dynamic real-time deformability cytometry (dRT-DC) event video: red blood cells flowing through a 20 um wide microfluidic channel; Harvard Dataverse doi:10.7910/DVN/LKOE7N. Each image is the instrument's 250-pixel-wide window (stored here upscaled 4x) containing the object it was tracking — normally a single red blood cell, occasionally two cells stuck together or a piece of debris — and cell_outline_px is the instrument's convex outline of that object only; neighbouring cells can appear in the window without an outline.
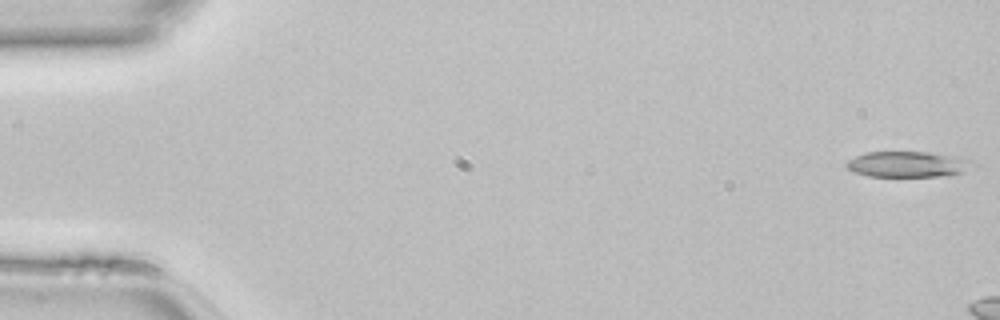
{"species": "common noctule bat (a hibernating species)", "species_latin": "Nyctalus noctula", "temperature_condition": "room temperature", "stored_images_in_passage": 7, "camera_frame_rate_fps": 3000, "um_per_image_px": 0.085, "animal": {"sex": "female", "body_mass_g": 22.7, "forearm_length_mm": 54.2}, "frame": {"image": 1, "passage_image": 1, "time_ms": 0.0, "image_size_px": [1000, 320], "cell_outline_px": [[980, 164], [964, 172], [940, 176], [868, 176], [852, 172], [844, 164], [848, 160], [864, 152], [928, 152], [976, 160]], "centroid_in_image_um": [77.21, 13.96], "position_along_channel_um": 7.8, "area_um2": 19.19}}